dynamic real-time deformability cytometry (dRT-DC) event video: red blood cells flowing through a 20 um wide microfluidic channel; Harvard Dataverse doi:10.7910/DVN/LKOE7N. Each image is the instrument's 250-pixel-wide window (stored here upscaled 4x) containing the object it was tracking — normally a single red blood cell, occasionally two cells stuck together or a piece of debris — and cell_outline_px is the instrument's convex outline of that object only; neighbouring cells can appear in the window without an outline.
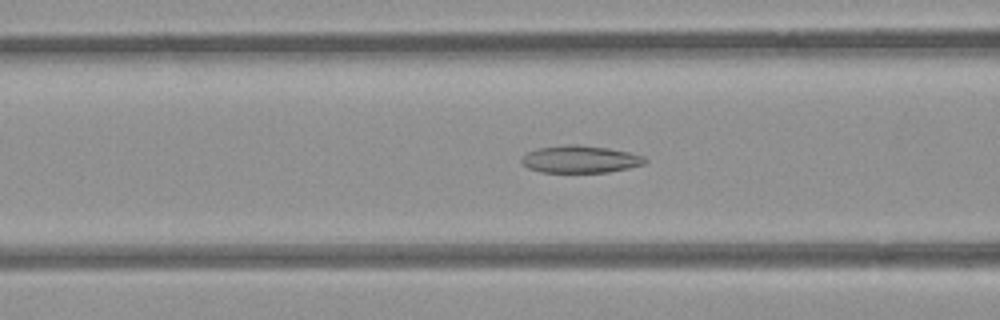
{"species": "common noctule bat (a hibernating species)", "species_latin": "Nyctalus noctula", "temperature_condition": "room temperature", "stored_images_in_passage": 41, "camera_frame_rate_fps": 3000, "um_per_image_px": 0.085, "animal": {"sex": "female", "body_mass_g": 21.9}, "frame": {"image": 1, "passage_image": 9, "time_ms": 2.667, "image_size_px": [1000, 320], "cell_outline_px": [[648, 160], [644, 164], [628, 168], [608, 172], [540, 172], [528, 168], [520, 160], [528, 152], [536, 148], [568, 144], [576, 144], [608, 148], [628, 152], [644, 156]], "centroid_in_image_um": [49.32, 13.53], "position_along_channel_um": 117.3, "area_um2": 19.59}}
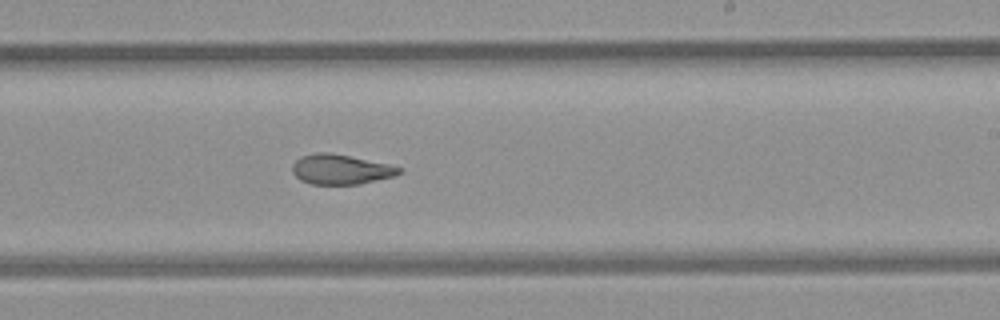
{"frame": {"image": 2, "passage_image": 20, "time_ms": 6.333, "image_size_px": [1000, 320], "cell_outline_px": [[404, 172], [396, 176], [360, 184], [312, 184], [300, 180], [292, 172], [292, 164], [300, 156], [316, 152], [332, 152], [388, 164], [404, 168]], "centroid_in_image_um": [28.99, 14.39], "position_along_channel_um": 260.0, "area_um2": 18.9}}
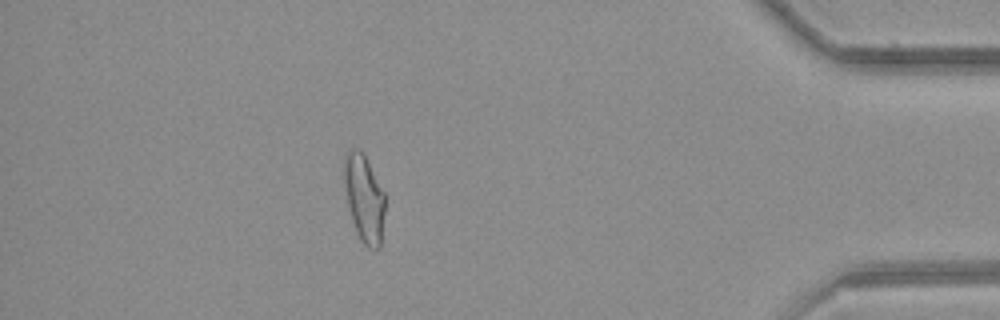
{"frame": {"image": 3, "passage_image": 35, "time_ms": 11.333, "image_size_px": [1000, 320], "cell_outline_px": [[384, 212], [380, 248], [368, 248], [360, 240], [356, 232], [352, 220], [348, 204], [344, 184], [344, 156], [348, 148], [360, 148], [364, 152], [384, 192]], "centroid_in_image_um": [30.94, 16.8], "position_along_channel_um": 404.3, "area_um2": 20.92}, "authors_computed_cell_mechanics": {"area_um2": 20.1144, "velocity_mm_per_s": 3.8838, "shape_relaxation_time_tau1_ms": null, "shape_relaxation_time_tau2_ms": 2.0381, "deformation_change_tau1": null, "deformation_change_tau2": 0.0885}}